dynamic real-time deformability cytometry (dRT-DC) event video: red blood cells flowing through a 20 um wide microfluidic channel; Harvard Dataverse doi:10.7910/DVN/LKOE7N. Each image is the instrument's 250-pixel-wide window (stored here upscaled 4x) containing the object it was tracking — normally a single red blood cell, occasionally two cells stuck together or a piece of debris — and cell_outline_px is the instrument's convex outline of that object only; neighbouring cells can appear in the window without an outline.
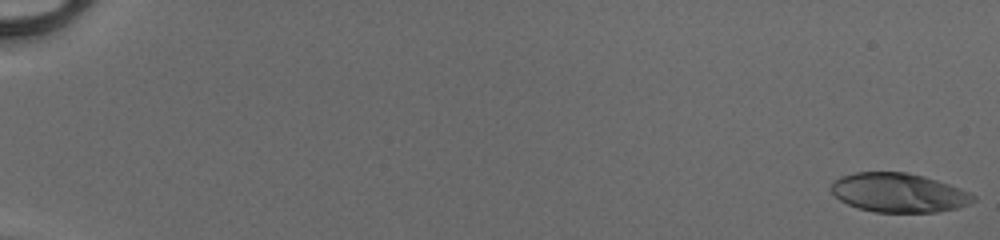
{"species": "human", "species_latin": "Homo sapiens", "temperature_condition": "cold", "stored_images_in_passage": 52, "camera_frame_rate_fps": 3000, "um_per_image_px": 0.085, "donor": {"sex": "male"}, "frame": {"image": 1, "passage_image": 1, "time_ms": 0.0, "image_size_px": [1000, 240], "cell_outline_px": [[976, 200], [968, 204], [956, 208], [936, 212], [876, 212], [856, 208], [840, 200], [832, 192], [832, 184], [840, 176], [856, 172], [904, 172], [924, 176], [948, 184], [968, 192], [976, 196]], "centroid_in_image_um": [76.38, 16.38], "position_along_channel_um": 8.6, "area_um2": 32.14}}
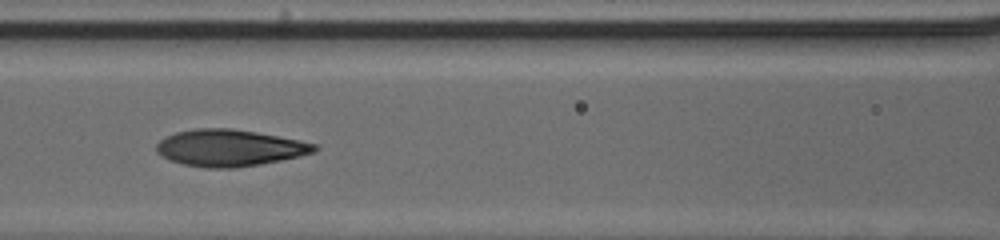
{"frame": {"image": 2, "passage_image": 26, "time_ms": 8.333, "image_size_px": [1000, 240], "cell_outline_px": [[320, 148], [316, 152], [300, 156], [260, 164], [236, 168], [204, 168], [184, 164], [172, 160], [156, 152], [156, 144], [160, 140], [176, 132], [196, 128], [232, 128], [256, 132], [300, 140], [316, 144]], "centroid_in_image_um": [19.55, 12.57], "position_along_channel_um": 147.1, "area_um2": 33.76}}
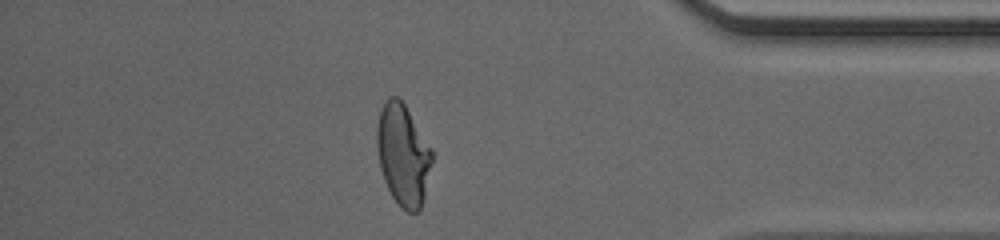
{"frame": {"image": 3, "passage_image": 46, "time_ms": 15.0, "image_size_px": [1000, 240], "cell_outline_px": [[432, 160], [424, 196], [420, 208], [416, 212], [408, 212], [400, 208], [392, 196], [384, 180], [380, 168], [376, 148], [376, 128], [380, 108], [388, 96], [396, 96], [404, 104], [432, 148]], "centroid_in_image_um": [34.23, 13.14], "position_along_channel_um": 401.0, "area_um2": 32.6}, "authors_computed_cell_mechanics": {"area_um2": 32.657, "velocity_mm_per_s": 4.1651, "shape_relaxation_time_tau1_ms": 4.714, "shape_relaxation_time_tau2_ms": 1.1061, "deformation_change_tau1": 0.2362, "deformation_change_tau2": 0.0744}}